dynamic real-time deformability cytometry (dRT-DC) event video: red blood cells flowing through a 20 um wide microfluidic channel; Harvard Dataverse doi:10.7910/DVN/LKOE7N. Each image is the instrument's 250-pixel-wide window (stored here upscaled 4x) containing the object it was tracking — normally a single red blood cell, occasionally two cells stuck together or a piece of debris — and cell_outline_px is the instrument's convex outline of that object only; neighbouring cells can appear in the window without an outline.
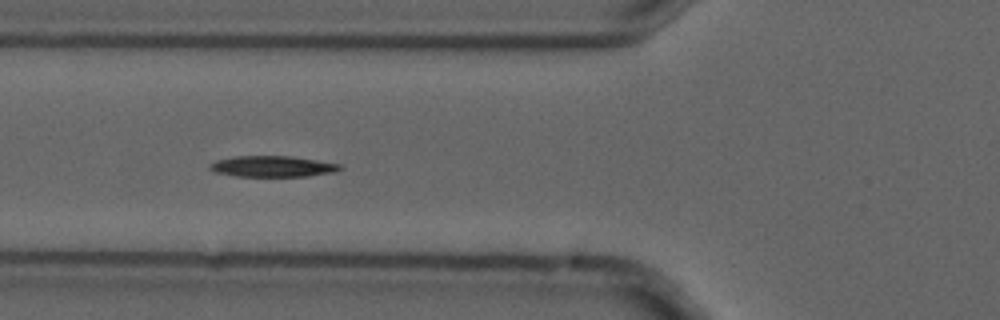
{"species": "common noctule bat (a hibernating species)", "species_latin": "Nyctalus noctula", "temperature_condition": "cold", "stored_images_in_passage": 8, "camera_frame_rate_fps": 3000, "um_per_image_px": 0.085, "animal": {"sex": "male", "forearm_length_mm": 52.5}, "frame": {"image": 1, "passage_image": 7, "time_ms": 2.0, "image_size_px": [1000, 320], "cell_outline_px": [[344, 168], [336, 172], [308, 176], [236, 176], [216, 172], [208, 168], [208, 164], [216, 160], [236, 156], [288, 156], [316, 160], [340, 164]], "centroid_in_image_um": [23.17, 14.14], "position_along_channel_um": 102.6, "area_um2": 15.9}}
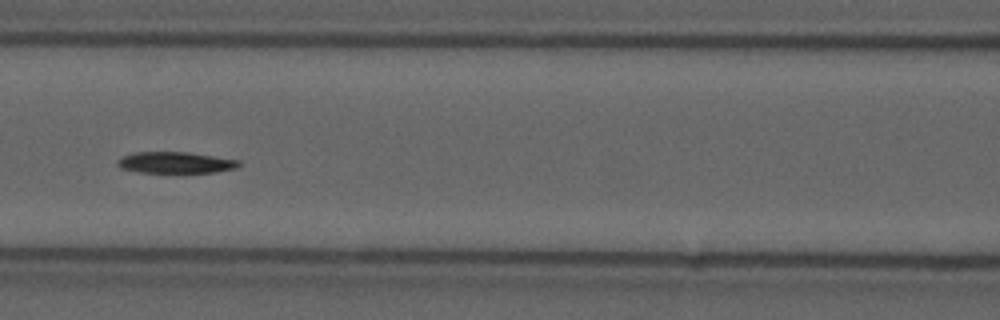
{"frame": {"image": 2, "passage_image": 8, "time_ms": 2.333, "image_size_px": [1000, 320], "cell_outline_px": [[240, 168], [216, 172], [140, 172], [120, 168], [116, 164], [116, 160], [120, 156], [136, 152], [188, 152], [240, 160]], "centroid_in_image_um": [14.92, 13.81], "position_along_channel_um": 151.7, "area_um2": 15.2}}